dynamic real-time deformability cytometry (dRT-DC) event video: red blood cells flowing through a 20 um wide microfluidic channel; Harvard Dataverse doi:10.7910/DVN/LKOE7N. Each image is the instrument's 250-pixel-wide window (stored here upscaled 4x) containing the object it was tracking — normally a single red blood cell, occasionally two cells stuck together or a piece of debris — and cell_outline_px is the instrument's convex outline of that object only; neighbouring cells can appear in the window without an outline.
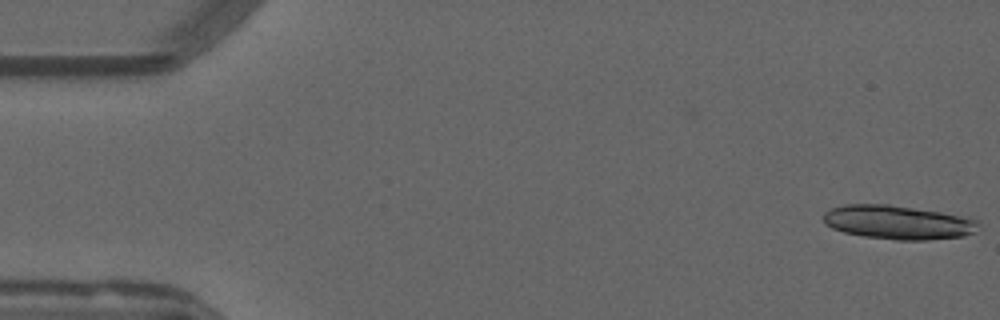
{"species": "common noctule bat (a hibernating species)", "species_latin": "Nyctalus noctula", "temperature_condition": "warm", "stored_images_in_passage": 14, "camera_frame_rate_fps": 3000, "um_per_image_px": 0.085, "animal": {"sex": "male", "forearm_length_mm": 52.5}, "frame": {"image": 1, "passage_image": 1, "time_ms": 0.0, "image_size_px": [1000, 320], "cell_outline_px": [[980, 224], [972, 232], [964, 236], [928, 240], [896, 240], [864, 236], [844, 232], [832, 228], [824, 224], [824, 212], [832, 208], [844, 204], [888, 204], [968, 216], [980, 220]], "centroid_in_image_um": [76.35, 18.89], "position_along_channel_um": 8.7, "area_um2": 30.81}}